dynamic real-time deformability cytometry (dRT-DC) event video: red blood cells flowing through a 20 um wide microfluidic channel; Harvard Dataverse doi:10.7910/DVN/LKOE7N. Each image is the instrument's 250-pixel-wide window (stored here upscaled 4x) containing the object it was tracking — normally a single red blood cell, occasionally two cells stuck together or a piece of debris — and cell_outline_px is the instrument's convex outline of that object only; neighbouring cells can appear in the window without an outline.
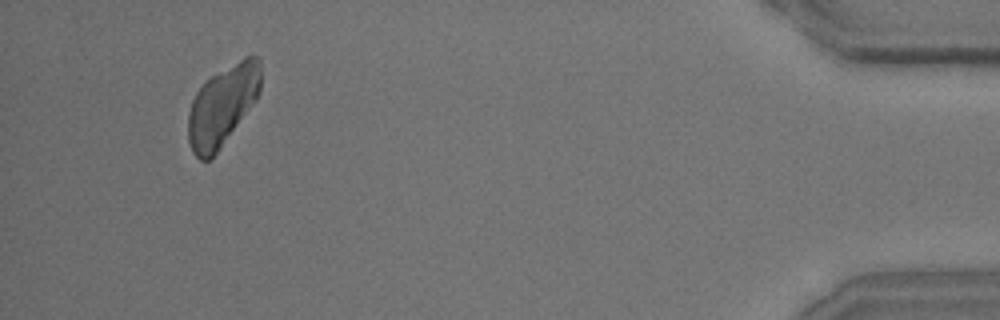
{"species": "common noctule bat (a hibernating species)", "species_latin": "Nyctalus noctula", "temperature_condition": "room temperature", "stored_images_in_passage": 45, "camera_frame_rate_fps": 3000, "um_per_image_px": 0.085, "animal": {"sex": "male", "body_mass_g": 15.6}, "frame": {"image": 1, "passage_image": 42, "time_ms": 13.667, "image_size_px": [1000, 320], "cell_outline_px": [[260, 92], [256, 100], [220, 148], [208, 160], [200, 160], [192, 152], [188, 140], [188, 112], [192, 100], [196, 92], [212, 76], [244, 56], [256, 56], [260, 60]], "centroid_in_image_um": [18.9, 8.98], "position_along_channel_um": 416.3, "area_um2": 33.52}}